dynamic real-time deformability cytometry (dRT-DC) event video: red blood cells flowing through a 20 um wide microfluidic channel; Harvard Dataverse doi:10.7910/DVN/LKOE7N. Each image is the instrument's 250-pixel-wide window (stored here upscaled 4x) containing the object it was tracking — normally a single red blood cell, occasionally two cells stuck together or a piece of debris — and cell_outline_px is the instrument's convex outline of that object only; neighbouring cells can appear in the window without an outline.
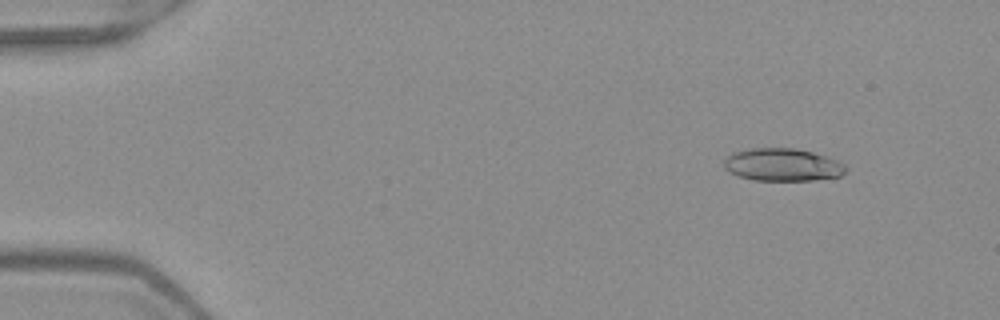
{"species": "Egyptian fruit bat (a non-hibernating species)", "species_latin": "Rousettus aegyptiacus", "temperature_condition": "warm", "stored_images_in_passage": 52, "camera_frame_rate_fps": 3000, "um_per_image_px": 0.085, "frame": {"image": 1, "passage_image": 6, "time_ms": 1.667, "image_size_px": [1000, 320], "cell_outline_px": [[848, 168], [840, 176], [812, 180], [752, 180], [728, 172], [724, 164], [724, 160], [732, 152], [752, 148], [796, 148], [828, 156], [844, 164]], "centroid_in_image_um": [66.52, 14.0], "position_along_channel_um": 18.5, "area_um2": 23.18}}
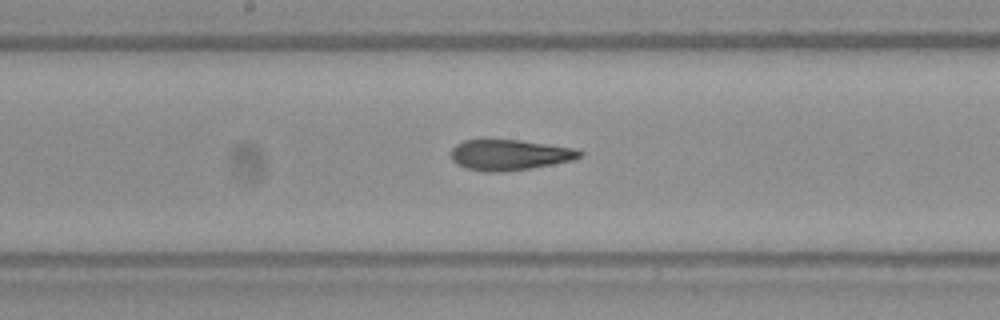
{"frame": {"image": 2, "passage_image": 28, "time_ms": 9.0, "image_size_px": [1000, 320], "cell_outline_px": [[584, 156], [576, 160], [532, 168], [500, 172], [484, 172], [464, 168], [456, 164], [452, 160], [452, 148], [456, 144], [464, 140], [520, 140], [576, 148], [584, 152]], "centroid_in_image_um": [43.37, 13.17], "position_along_channel_um": 204.8, "area_um2": 23.29}}
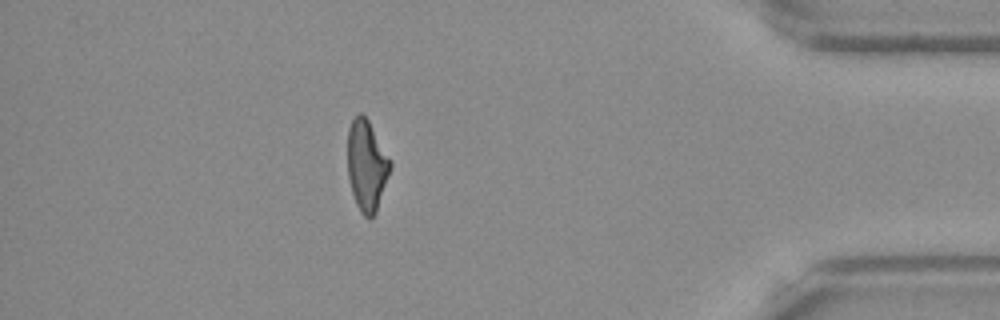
{"frame": {"image": 3, "passage_image": 46, "time_ms": 15.0, "image_size_px": [1000, 320], "cell_outline_px": [[392, 164], [376, 212], [368, 220], [360, 212], [356, 204], [352, 192], [348, 176], [348, 128], [352, 120], [360, 112], [368, 120], [392, 160]], "centroid_in_image_um": [31.17, 14.07], "position_along_channel_um": 404.0, "area_um2": 22.48}, "authors_computed_cell_mechanics": {"area_um2": 23.3223, "velocity_mm_per_s": 4.0066, "shape_relaxation_time_tau1_ms": null, "shape_relaxation_time_tau2_ms": 2.4677, "deformation_change_tau1": null, "deformation_change_tau2": 0.1098}}